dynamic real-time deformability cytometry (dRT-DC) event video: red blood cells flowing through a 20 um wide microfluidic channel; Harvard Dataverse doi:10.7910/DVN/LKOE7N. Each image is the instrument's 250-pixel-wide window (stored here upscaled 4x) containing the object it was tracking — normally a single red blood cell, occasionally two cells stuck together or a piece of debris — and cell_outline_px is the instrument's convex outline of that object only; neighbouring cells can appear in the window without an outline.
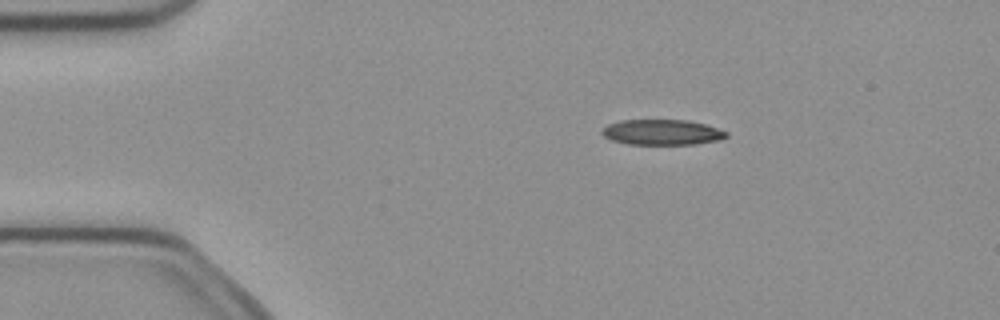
{"species": "common noctule bat (a hibernating species)", "species_latin": "Nyctalus noctula", "temperature_condition": "cold", "stored_images_in_passage": 4, "camera_frame_rate_fps": 3000, "um_per_image_px": 0.085, "animal": {"sex": "female", "body_mass_g": 21.9}, "frame": {"image": 1, "passage_image": 2, "time_ms": 0.333, "image_size_px": [1000, 320], "cell_outline_px": [[728, 136], [720, 140], [696, 144], [628, 144], [612, 140], [604, 136], [600, 132], [608, 124], [620, 120], [688, 120], [704, 124], [728, 132]], "centroid_in_image_um": [56.28, 11.24], "position_along_channel_um": 28.7, "area_um2": 18.38}}
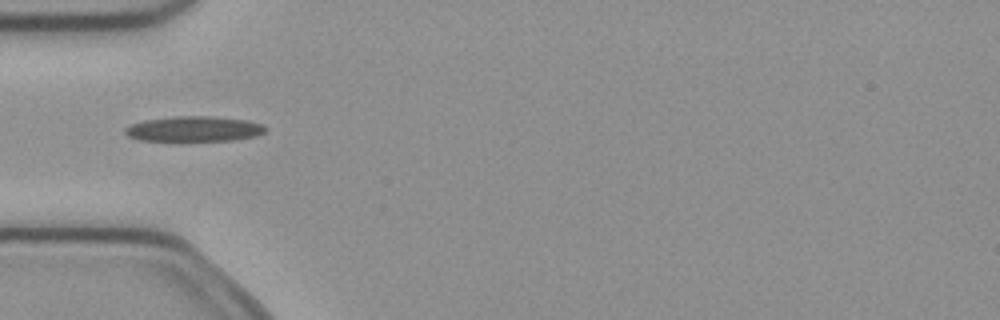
{"frame": {"image": 2, "passage_image": 4, "time_ms": 1.0, "image_size_px": [1000, 320], "cell_outline_px": [[268, 128], [264, 132], [256, 136], [232, 140], [140, 140], [128, 136], [124, 132], [124, 128], [132, 124], [144, 120], [172, 116], [212, 116], [248, 120], [264, 124]], "centroid_in_image_um": [16.52, 10.94], "position_along_channel_um": 68.5, "area_um2": 20.63}}